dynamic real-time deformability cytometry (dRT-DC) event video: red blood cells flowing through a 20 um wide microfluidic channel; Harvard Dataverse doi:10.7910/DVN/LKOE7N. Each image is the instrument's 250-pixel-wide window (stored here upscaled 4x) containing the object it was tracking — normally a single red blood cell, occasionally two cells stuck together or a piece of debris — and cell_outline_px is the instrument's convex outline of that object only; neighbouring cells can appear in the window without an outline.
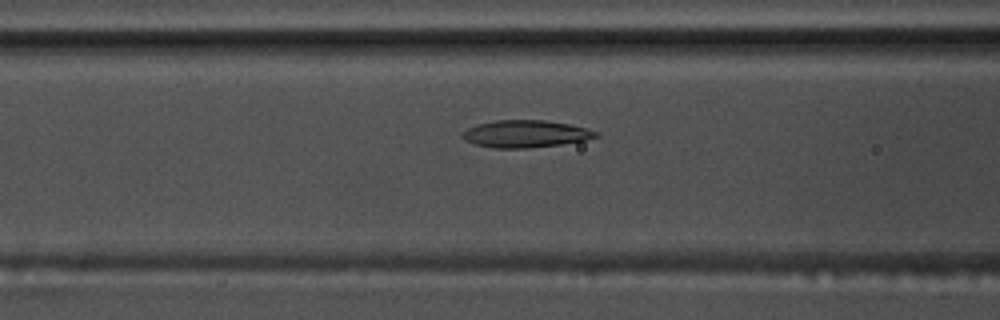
{"species": "common noctule bat (a hibernating species)", "species_latin": "Nyctalus noctula", "temperature_condition": "warm", "stored_images_in_passage": 50, "camera_frame_rate_fps": 3000, "um_per_image_px": 0.085, "animal": {"sex": "male", "body_mass_g": 17.5, "forearm_length_mm": 52.3}, "frame": {"image": 1, "passage_image": 17, "time_ms": 5.333, "image_size_px": [1000, 320], "cell_outline_px": [[600, 136], [584, 140], [560, 144], [528, 148], [492, 148], [476, 144], [464, 140], [460, 136], [460, 132], [468, 128], [480, 124], [496, 120], [544, 120], [568, 124], [588, 128], [600, 132]], "centroid_in_image_um": [44.67, 11.38], "position_along_channel_um": 121.9, "area_um2": 21.21}}
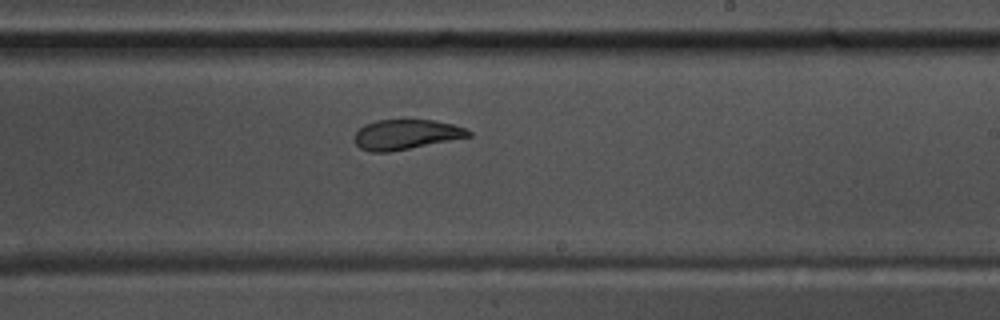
{"frame": {"image": 2, "passage_image": 28, "time_ms": 9.0, "image_size_px": [1000, 320], "cell_outline_px": [[472, 136], [388, 152], [372, 152], [360, 148], [352, 140], [352, 136], [364, 124], [376, 120], [432, 120], [452, 124], [464, 128], [472, 132]], "centroid_in_image_um": [34.45, 11.43], "position_along_channel_um": 254.5, "area_um2": 19.83}}
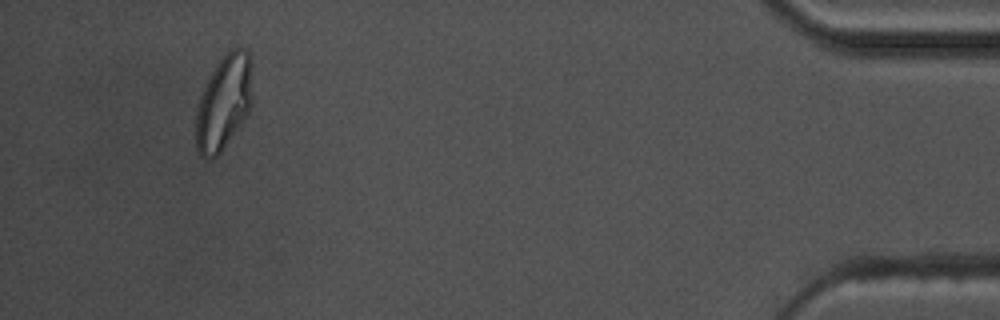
{"frame": {"image": 3, "passage_image": 47, "time_ms": 15.333, "image_size_px": [1000, 320], "cell_outline_px": [[252, 108], [248, 116], [220, 152], [216, 156], [200, 156], [196, 148], [196, 108], [200, 96], [216, 64], [228, 48], [244, 48], [248, 52], [252, 60]], "centroid_in_image_um": [19.06, 8.66], "position_along_channel_um": 416.1, "area_um2": 31.56}, "authors_computed_cell_mechanics": {"area_um2": 21.5883, "velocity_mm_per_s": 3.6297, "shape_relaxation_time_tau1_ms": null, "shape_relaxation_time_tau2_ms": 1.9522, "deformation_change_tau1": null, "deformation_change_tau2": 0.0872}}